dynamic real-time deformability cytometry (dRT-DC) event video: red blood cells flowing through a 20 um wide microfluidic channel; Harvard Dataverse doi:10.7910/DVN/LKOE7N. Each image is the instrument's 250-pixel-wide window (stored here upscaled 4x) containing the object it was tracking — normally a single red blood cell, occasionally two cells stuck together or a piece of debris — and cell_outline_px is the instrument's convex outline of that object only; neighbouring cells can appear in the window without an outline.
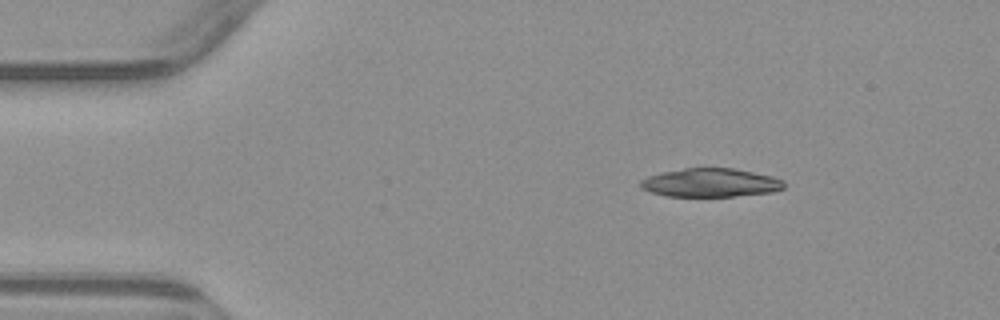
{"species": "common noctule bat (a hibernating species)", "species_latin": "Nyctalus noctula", "temperature_condition": "warm", "stored_images_in_passage": 3, "camera_frame_rate_fps": 3000, "um_per_image_px": 0.085, "animal": {"sex": "male", "body_mass_g": 23.1, "forearm_length_mm": 52.7}, "frame": {"image": 1, "passage_image": 1, "time_ms": 0.0, "image_size_px": [1000, 320], "cell_outline_px": [[784, 188], [772, 192], [732, 196], [664, 196], [640, 188], [640, 180], [648, 176], [664, 172], [684, 168], [732, 168], [772, 176], [784, 180]], "centroid_in_image_um": [60.38, 15.53], "position_along_channel_um": 24.6, "area_um2": 23.76}}